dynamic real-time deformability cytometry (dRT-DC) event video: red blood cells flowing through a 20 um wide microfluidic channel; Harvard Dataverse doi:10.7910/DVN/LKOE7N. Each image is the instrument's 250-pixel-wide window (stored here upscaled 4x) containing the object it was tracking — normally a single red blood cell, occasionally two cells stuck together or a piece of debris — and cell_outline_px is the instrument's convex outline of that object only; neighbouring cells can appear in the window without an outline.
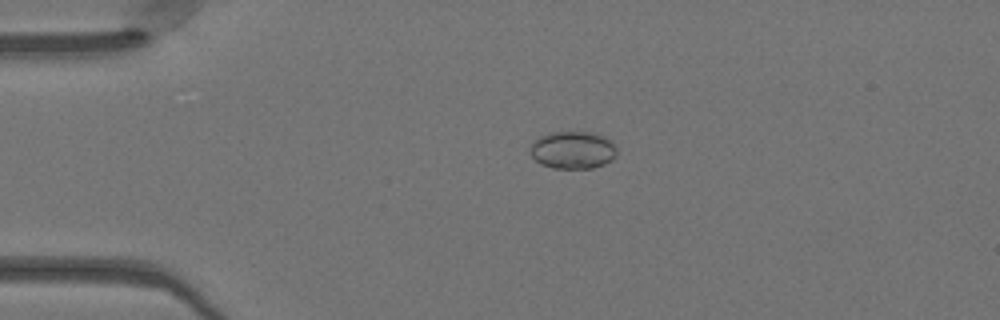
{"species": "Egyptian fruit bat (a non-hibernating species)", "species_latin": "Rousettus aegyptiacus", "temperature_condition": "warm", "stored_images_in_passage": 41, "camera_frame_rate_fps": 3000, "um_per_image_px": 0.085, "animal": {"sex": "female"}, "frame": {"image": 1, "passage_image": 2, "time_ms": 0.333, "image_size_px": [1000, 320], "cell_outline_px": [[616, 152], [612, 160], [604, 164], [592, 168], [552, 168], [540, 164], [532, 156], [532, 140], [548, 132], [592, 132], [604, 136], [612, 140], [616, 148]], "centroid_in_image_um": [48.7, 12.74], "position_along_channel_um": 36.3, "area_um2": 19.02}}
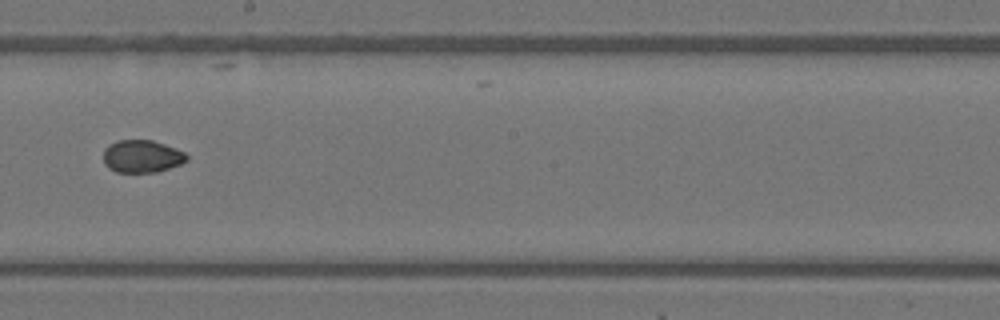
{"frame": {"image": 2, "passage_image": 19, "time_ms": 6.0, "image_size_px": [1000, 320], "cell_outline_px": [[188, 160], [180, 164], [156, 172], [116, 172], [108, 168], [104, 164], [104, 148], [108, 144], [116, 140], [152, 140], [176, 148], [184, 152], [188, 156]], "centroid_in_image_um": [12.04, 13.28], "position_along_channel_um": 236.2, "area_um2": 15.9}}
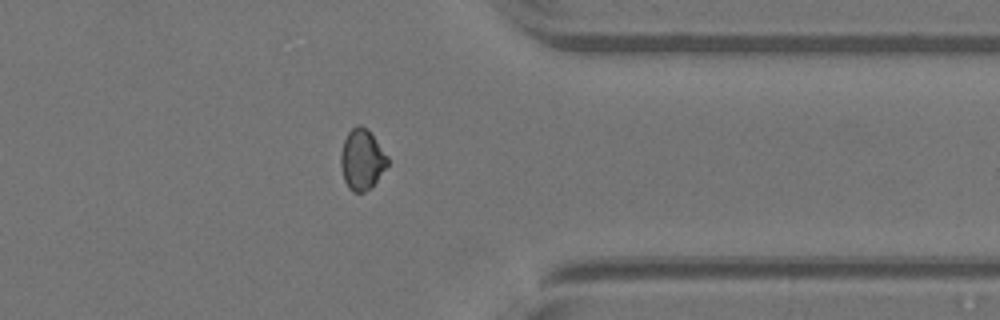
{"frame": {"image": 3, "passage_image": 30, "time_ms": 9.667, "image_size_px": [1000, 320], "cell_outline_px": [[388, 164], [376, 180], [364, 192], [352, 192], [348, 188], [344, 180], [340, 164], [340, 152], [344, 140], [348, 132], [352, 128], [360, 124], [368, 128], [388, 156]], "centroid_in_image_um": [30.74, 13.53], "position_along_channel_um": 380.7, "area_um2": 16.47}, "authors_computed_cell_mechanics": {"area_um2": 16.473, "velocity_mm_per_s": 4.1632, "shape_relaxation_time_tau1_ms": null, "shape_relaxation_time_tau2_ms": 1.1787, "deformation_change_tau1": null, "deformation_change_tau2": 0.0334}}